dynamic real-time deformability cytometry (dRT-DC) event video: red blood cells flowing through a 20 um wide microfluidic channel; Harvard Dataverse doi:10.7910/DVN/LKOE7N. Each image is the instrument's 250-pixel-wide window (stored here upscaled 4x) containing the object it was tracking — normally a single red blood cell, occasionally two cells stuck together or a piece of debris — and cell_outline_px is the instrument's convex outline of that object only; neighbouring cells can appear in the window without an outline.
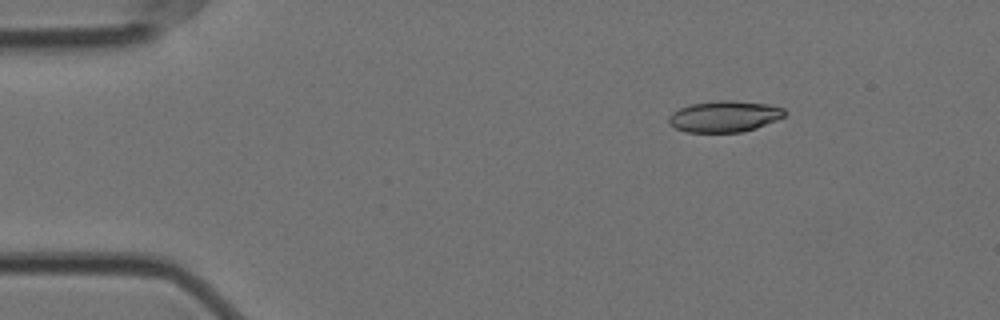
{"species": "Egyptian fruit bat (a non-hibernating species)", "species_latin": "Rousettus aegyptiacus", "temperature_condition": "cold", "stored_images_in_passage": 28, "camera_frame_rate_fps": 3000, "um_per_image_px": 0.085, "animal": {"sex": "female"}, "frame": {"image": 1, "passage_image": 1, "time_ms": 0.0, "image_size_px": [1000, 320], "cell_outline_px": [[788, 112], [784, 116], [776, 120], [756, 128], [740, 132], [688, 132], [676, 128], [668, 120], [668, 116], [672, 112], [688, 104], [716, 100], [732, 100], [768, 104], [784, 108]], "centroid_in_image_um": [61.59, 9.88], "position_along_channel_um": 23.4, "area_um2": 21.15}}
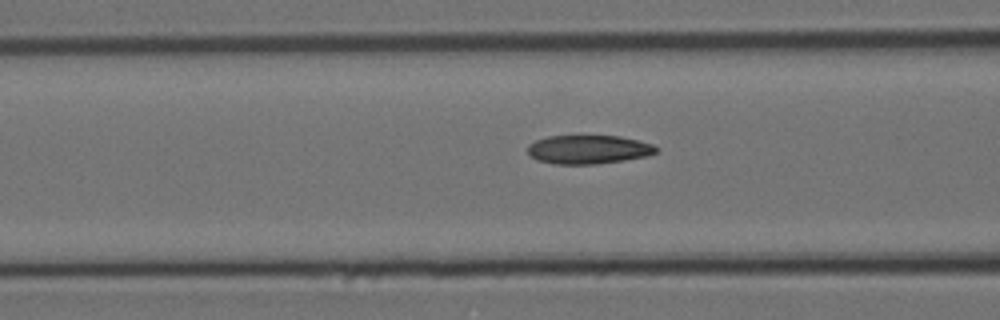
{"frame": {"image": 2, "passage_image": 15, "time_ms": 4.667, "image_size_px": [1000, 320], "cell_outline_px": [[660, 148], [656, 152], [648, 156], [624, 160], [596, 164], [556, 164], [536, 160], [528, 156], [528, 144], [536, 140], [548, 136], [620, 136], [652, 144]], "centroid_in_image_um": [50.0, 12.71], "position_along_channel_um": 116.6, "area_um2": 21.62}}
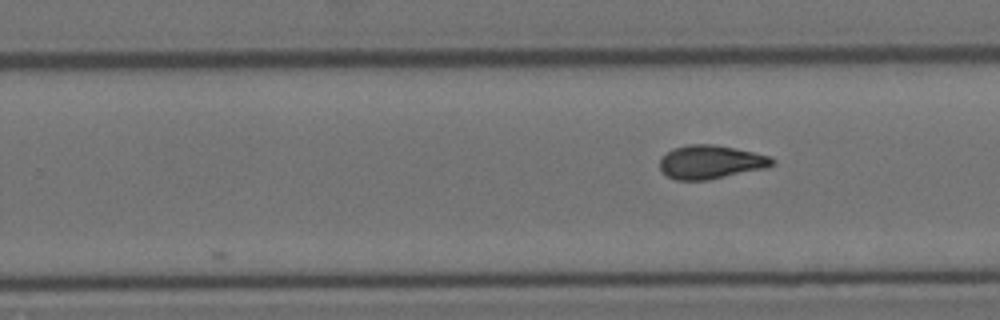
{"frame": {"image": 3, "passage_image": 28, "time_ms": 9.0, "image_size_px": [1000, 320], "cell_outline_px": [[776, 164], [768, 168], [708, 180], [676, 180], [668, 176], [660, 168], [660, 156], [672, 148], [688, 144], [712, 144], [772, 156], [776, 160]], "centroid_in_image_um": [60.43, 13.77], "position_along_channel_um": 269.4, "area_um2": 22.25}}